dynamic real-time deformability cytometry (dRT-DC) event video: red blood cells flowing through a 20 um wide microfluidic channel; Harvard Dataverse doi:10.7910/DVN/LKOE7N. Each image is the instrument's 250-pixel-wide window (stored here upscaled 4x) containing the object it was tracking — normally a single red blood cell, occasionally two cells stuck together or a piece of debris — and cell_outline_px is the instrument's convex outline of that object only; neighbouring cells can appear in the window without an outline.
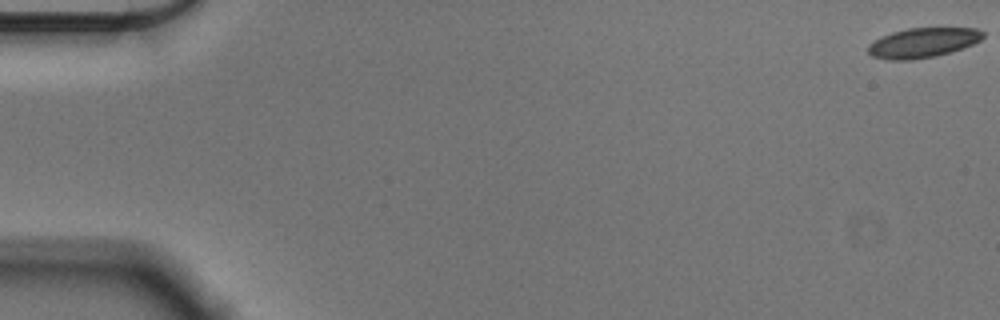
{"species": "Egyptian fruit bat (a non-hibernating species)", "species_latin": "Rousettus aegyptiacus", "temperature_condition": "cold", "stored_images_in_passage": 50, "camera_frame_rate_fps": 3000, "um_per_image_px": 0.085, "animal": {"sex": "male"}, "frame": {"image": 1, "passage_image": 1, "time_ms": 0.0, "image_size_px": [1000, 320], "cell_outline_px": [[984, 36], [980, 40], [972, 44], [936, 56], [912, 60], [888, 60], [872, 56], [868, 52], [868, 44], [892, 32], [908, 28], [976, 28], [984, 32]], "centroid_in_image_um": [78.43, 3.63], "position_along_channel_um": 6.6, "area_um2": 19.71}}
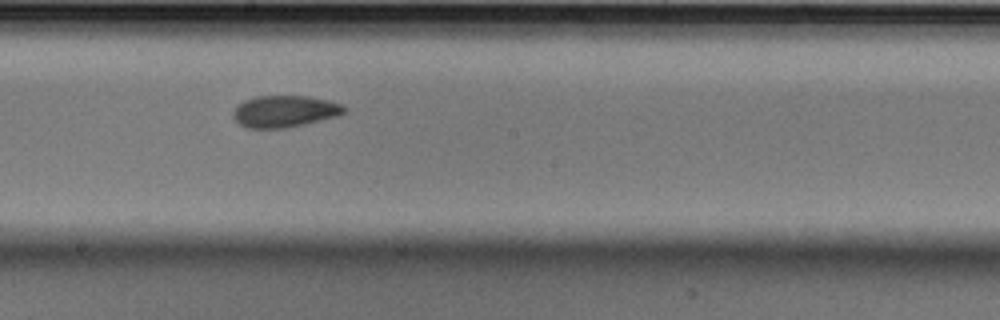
{"frame": {"image": 2, "passage_image": 32, "time_ms": 10.333, "image_size_px": [1000, 320], "cell_outline_px": [[348, 108], [340, 116], [288, 128], [244, 128], [232, 116], [232, 112], [244, 100], [256, 96], [308, 96], [328, 100], [344, 104]], "centroid_in_image_um": [24.24, 9.47], "position_along_channel_um": 224.0, "area_um2": 20.81}}
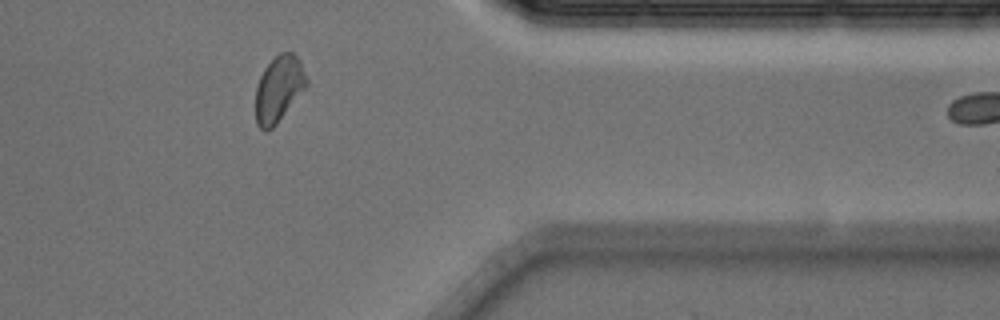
{"frame": {"image": 3, "passage_image": 47, "time_ms": 15.333, "image_size_px": [1000, 320], "cell_outline_px": [[308, 88], [276, 124], [272, 128], [264, 132], [256, 124], [256, 88], [260, 76], [264, 68], [280, 52], [292, 52], [300, 60], [308, 80]], "centroid_in_image_um": [23.73, 7.57], "position_along_channel_um": 387.7, "area_um2": 19.88}}